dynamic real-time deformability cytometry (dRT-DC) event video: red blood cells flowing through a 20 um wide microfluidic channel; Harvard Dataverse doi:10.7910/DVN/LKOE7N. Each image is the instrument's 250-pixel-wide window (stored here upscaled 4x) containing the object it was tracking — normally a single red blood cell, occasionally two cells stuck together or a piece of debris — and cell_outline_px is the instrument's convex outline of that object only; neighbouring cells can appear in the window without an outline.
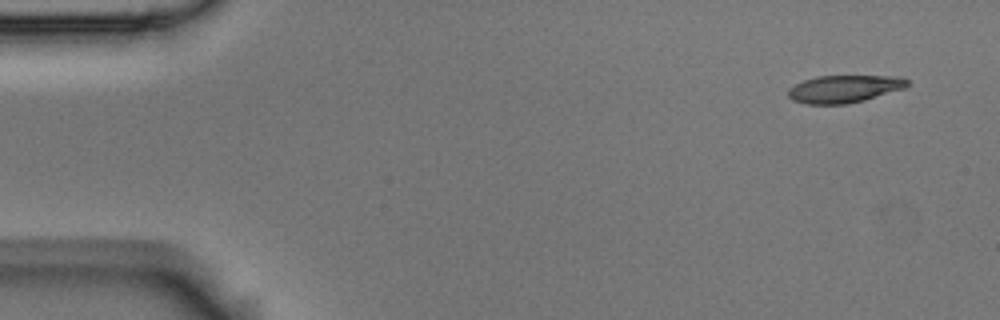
{"species": "Egyptian fruit bat (a non-hibernating species)", "species_latin": "Rousettus aegyptiacus", "temperature_condition": "room temperature", "stored_images_in_passage": 7, "camera_frame_rate_fps": 3000, "um_per_image_px": 0.085, "animal": {"sex": "male"}, "frame": {"image": 1, "passage_image": 1, "time_ms": 0.0, "image_size_px": [1000, 320], "cell_outline_px": [[908, 84], [904, 88], [864, 100], [848, 104], [808, 104], [792, 100], [788, 96], [788, 88], [804, 80], [816, 76], [904, 76], [908, 80]], "centroid_in_image_um": [71.75, 7.55], "position_along_channel_um": 13.2, "area_um2": 19.07}}
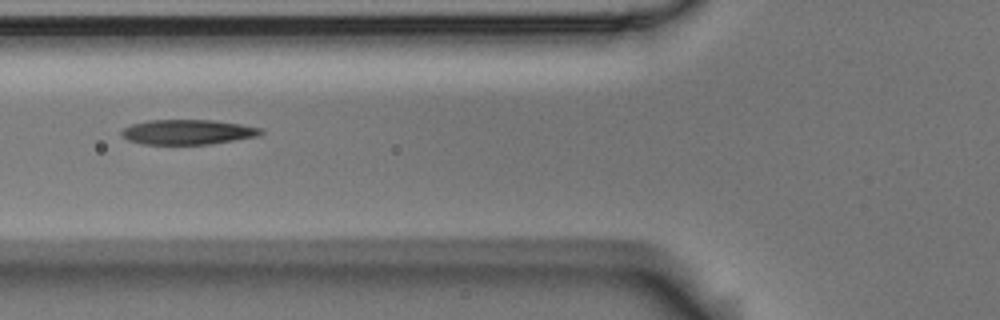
{"frame": {"image": 2, "passage_image": 6, "time_ms": 1.667, "image_size_px": [1000, 320], "cell_outline_px": [[264, 132], [256, 136], [208, 144], [144, 144], [128, 140], [120, 132], [124, 128], [132, 124], [148, 120], [212, 120], [240, 124], [264, 128]], "centroid_in_image_um": [15.96, 11.21], "position_along_channel_um": 109.8, "area_um2": 20.0}}
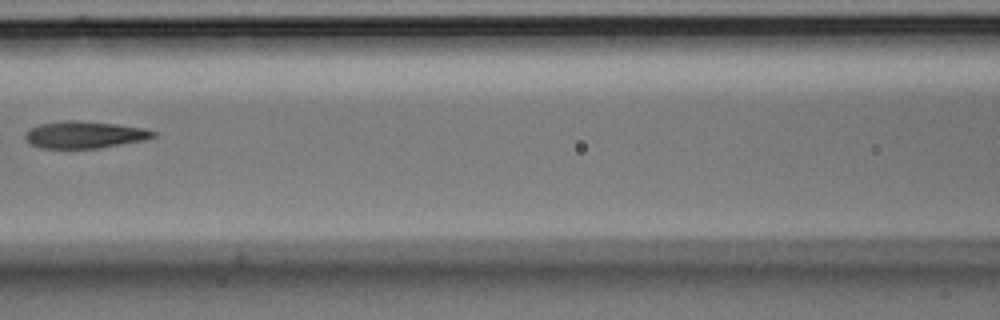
{"frame": {"image": 3, "passage_image": 7, "time_ms": 2.0, "image_size_px": [1000, 320], "cell_outline_px": [[156, 136], [144, 140], [100, 148], [40, 148], [32, 144], [24, 136], [28, 128], [40, 124], [64, 120], [76, 120], [116, 124], [144, 128], [156, 132]], "centroid_in_image_um": [7.18, 11.44], "position_along_channel_um": 159.4, "area_um2": 20.11}}